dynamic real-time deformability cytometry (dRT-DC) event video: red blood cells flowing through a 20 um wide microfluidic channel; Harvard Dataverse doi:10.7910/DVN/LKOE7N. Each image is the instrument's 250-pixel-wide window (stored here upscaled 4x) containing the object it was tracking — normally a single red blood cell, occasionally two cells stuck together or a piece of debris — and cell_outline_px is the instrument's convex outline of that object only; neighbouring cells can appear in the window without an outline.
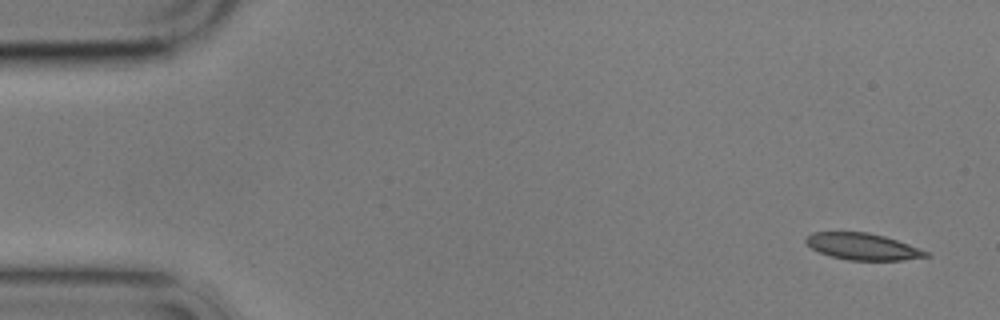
{"species": "common noctule bat (a hibernating species)", "species_latin": "Nyctalus noctula", "temperature_condition": "cold", "stored_images_in_passage": 5, "camera_frame_rate_fps": 3000, "um_per_image_px": 0.085, "animal": {"sex": "male", "body_mass_g": 17.9}, "frame": {"image": 1, "passage_image": 1, "time_ms": 0.0, "image_size_px": [1000, 320], "cell_outline_px": [[932, 256], [900, 260], [848, 260], [832, 256], [820, 252], [812, 248], [804, 240], [812, 232], [868, 232], [884, 236], [908, 244], [928, 252]], "centroid_in_image_um": [73.33, 20.95], "position_along_channel_um": 11.7, "area_um2": 18.38}}
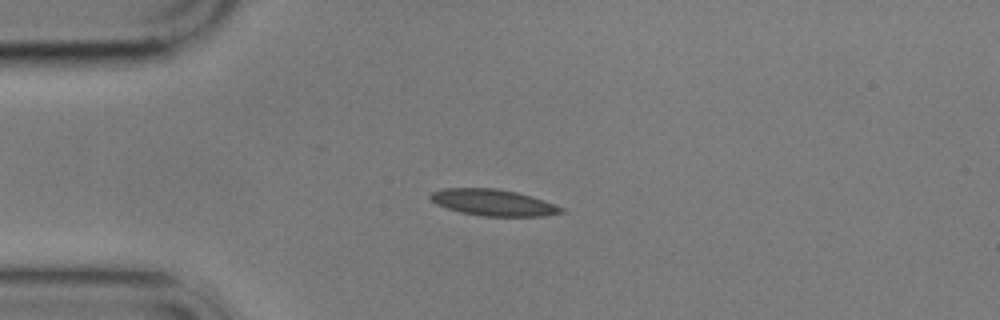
{"frame": {"image": 2, "passage_image": 4, "time_ms": 3.667, "image_size_px": [1000, 320], "cell_outline_px": [[564, 212], [544, 216], [484, 216], [460, 212], [436, 204], [428, 196], [432, 192], [444, 188], [496, 188], [516, 192], [564, 208]], "centroid_in_image_um": [41.87, 17.22], "position_along_channel_um": 43.1, "area_um2": 19.77}}